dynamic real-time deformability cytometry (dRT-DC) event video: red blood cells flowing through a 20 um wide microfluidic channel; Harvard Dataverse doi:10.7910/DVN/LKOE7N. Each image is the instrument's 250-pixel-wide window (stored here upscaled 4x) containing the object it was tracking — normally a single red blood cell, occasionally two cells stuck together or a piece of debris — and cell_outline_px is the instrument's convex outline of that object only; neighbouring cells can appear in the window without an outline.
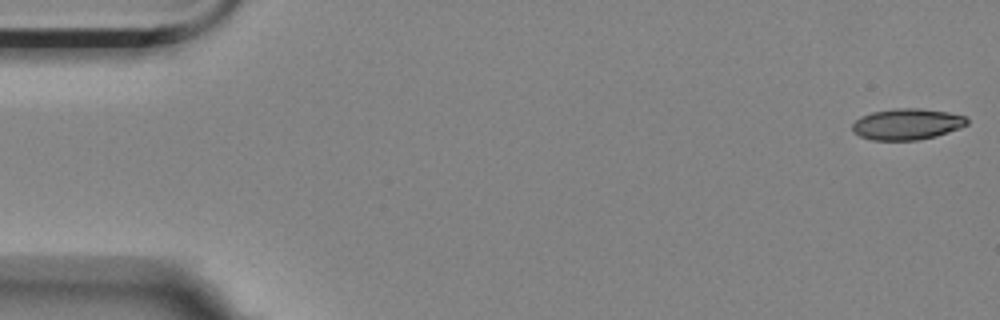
{"species": "Egyptian fruit bat (a non-hibernating species)", "species_latin": "Rousettus aegyptiacus", "temperature_condition": "room temperature", "stored_images_in_passage": 3, "camera_frame_rate_fps": 3000, "um_per_image_px": 0.085, "animal": {"sex": "female"}, "frame": {"image": 1, "passage_image": 1, "time_ms": 0.0, "image_size_px": [1000, 320], "cell_outline_px": [[968, 124], [960, 128], [936, 136], [916, 140], [872, 140], [860, 136], [852, 132], [852, 124], [860, 116], [872, 112], [896, 108], [920, 108], [948, 112], [964, 116], [968, 120]], "centroid_in_image_um": [77.08, 10.55], "position_along_channel_um": 7.9, "area_um2": 20.87}}